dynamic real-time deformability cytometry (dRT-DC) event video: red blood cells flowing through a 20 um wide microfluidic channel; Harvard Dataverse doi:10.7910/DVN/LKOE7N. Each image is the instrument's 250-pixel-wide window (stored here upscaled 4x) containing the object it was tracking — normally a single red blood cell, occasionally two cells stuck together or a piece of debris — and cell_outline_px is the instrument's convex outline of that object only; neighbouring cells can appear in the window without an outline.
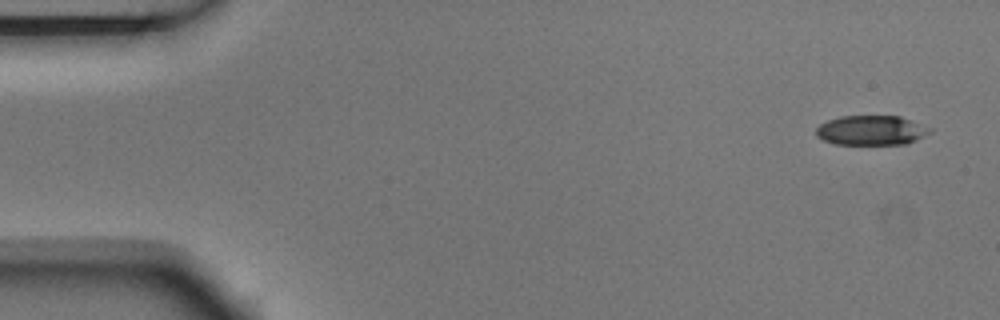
{"species": "Egyptian fruit bat (a non-hibernating species)", "species_latin": "Rousettus aegyptiacus", "temperature_condition": "room temperature", "stored_images_in_passage": 6, "camera_frame_rate_fps": 3000, "um_per_image_px": 0.085, "animal": {"sex": "male"}, "frame": {"image": 1, "passage_image": 1, "time_ms": 0.0, "image_size_px": [1000, 320], "cell_outline_px": [[932, 132], [916, 140], [904, 144], [836, 144], [824, 140], [816, 136], [816, 128], [820, 124], [828, 120], [840, 116], [900, 116], [932, 128]], "centroid_in_image_um": [74.07, 11.07], "position_along_channel_um": 10.9, "area_um2": 19.65}}
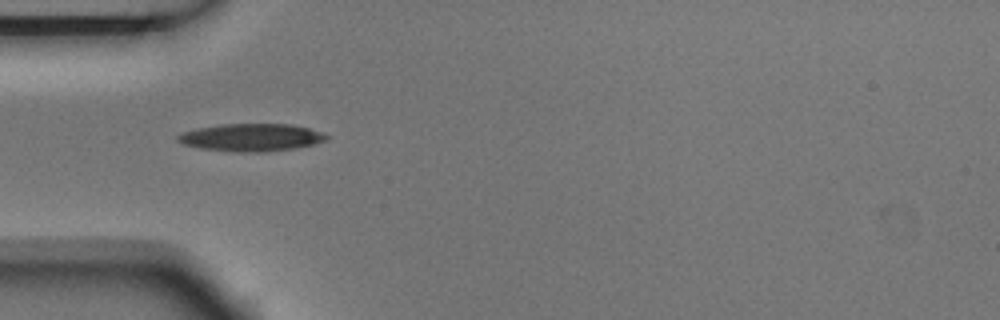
{"frame": {"image": 2, "passage_image": 5, "time_ms": 1.333, "image_size_px": [1000, 320], "cell_outline_px": [[328, 136], [324, 140], [312, 144], [292, 148], [264, 152], [236, 152], [200, 148], [184, 144], [176, 140], [176, 136], [184, 132], [200, 128], [224, 124], [288, 124], [308, 128], [324, 132]], "centroid_in_image_um": [21.34, 11.68], "position_along_channel_um": 63.7, "area_um2": 23.52}}
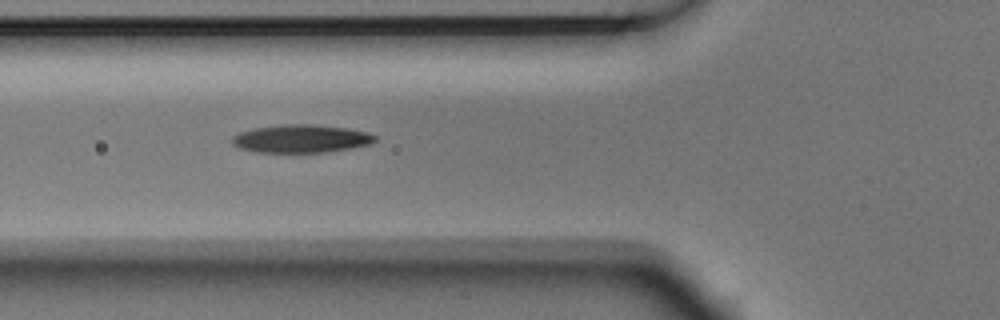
{"frame": {"image": 3, "passage_image": 6, "time_ms": 1.667, "image_size_px": [1000, 320], "cell_outline_px": [[376, 140], [372, 144], [352, 148], [328, 152], [256, 152], [240, 148], [232, 144], [232, 136], [240, 132], [252, 128], [284, 124], [316, 124], [348, 128], [368, 132], [376, 136]], "centroid_in_image_um": [25.62, 11.78], "position_along_channel_um": 100.2, "area_um2": 23.58}}